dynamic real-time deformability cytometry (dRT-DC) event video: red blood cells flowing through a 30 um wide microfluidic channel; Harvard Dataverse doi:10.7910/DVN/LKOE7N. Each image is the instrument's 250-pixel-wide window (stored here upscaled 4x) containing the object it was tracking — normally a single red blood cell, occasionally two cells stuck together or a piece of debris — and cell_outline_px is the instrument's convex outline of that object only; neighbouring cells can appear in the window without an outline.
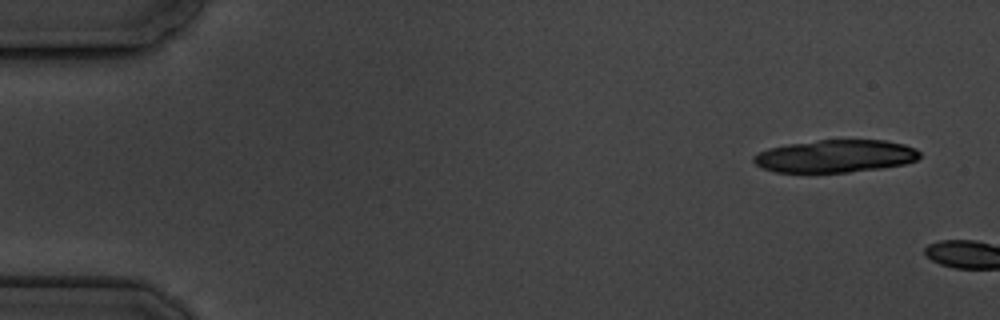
{"species": "common noctule bat (a hibernating species)", "species_latin": "Nyctalus noctula", "temperature_condition": "cold", "stored_images_in_passage": 2, "camera_frame_rate_fps": 3000, "um_per_image_px": 0.085, "animal": {"sex": "male", "body_mass_g": 19.5, "forearm_length_mm": 54.6}, "frame": {"image": 1, "passage_image": 1, "time_ms": 0.0, "image_size_px": [1000, 320], "cell_outline_px": [[920, 156], [916, 160], [904, 164], [880, 168], [848, 172], [776, 172], [760, 168], [752, 160], [752, 156], [768, 148], [788, 144], [820, 140], [884, 140], [904, 144], [916, 148], [920, 152]], "centroid_in_image_um": [70.99, 13.27], "position_along_channel_um": 14.0, "area_um2": 31.56}}